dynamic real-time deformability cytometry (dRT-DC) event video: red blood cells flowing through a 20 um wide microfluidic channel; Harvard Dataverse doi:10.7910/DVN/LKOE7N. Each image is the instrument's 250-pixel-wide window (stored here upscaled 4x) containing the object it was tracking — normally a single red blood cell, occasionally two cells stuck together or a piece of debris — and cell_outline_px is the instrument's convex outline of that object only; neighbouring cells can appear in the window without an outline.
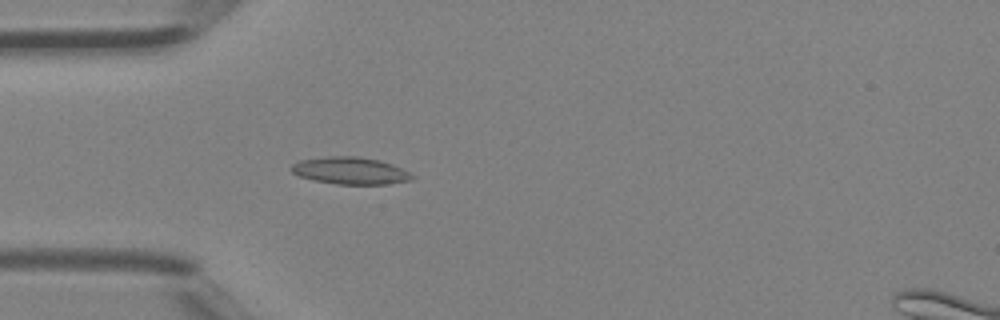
{"species": "Egyptian fruit bat (a non-hibernating species)", "species_latin": "Rousettus aegyptiacus", "temperature_condition": "room temperature", "stored_images_in_passage": 4, "camera_frame_rate_fps": 3000, "um_per_image_px": 0.085, "animal": {"sex": "female"}, "frame": {"image": 1, "passage_image": 4, "time_ms": 1.0, "image_size_px": [1000, 320], "cell_outline_px": [[416, 176], [412, 180], [388, 184], [336, 184], [316, 180], [300, 176], [292, 172], [292, 164], [300, 160], [328, 156], [360, 156], [380, 160], [392, 164]], "centroid_in_image_um": [29.81, 14.5], "position_along_channel_um": 55.2, "area_um2": 19.02}}